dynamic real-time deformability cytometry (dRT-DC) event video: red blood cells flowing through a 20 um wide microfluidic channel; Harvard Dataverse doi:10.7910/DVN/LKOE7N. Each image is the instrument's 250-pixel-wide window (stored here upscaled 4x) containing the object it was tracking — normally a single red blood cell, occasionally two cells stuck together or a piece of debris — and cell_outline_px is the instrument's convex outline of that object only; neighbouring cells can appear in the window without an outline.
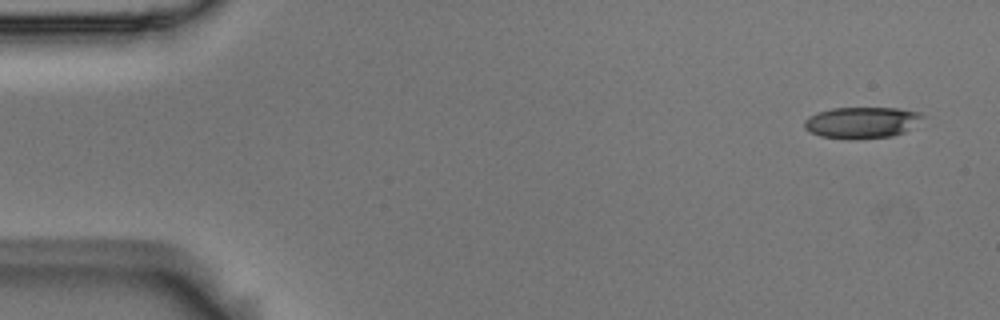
{"species": "Egyptian fruit bat (a non-hibernating species)", "species_latin": "Rousettus aegyptiacus", "temperature_condition": "room temperature", "stored_images_in_passage": 9, "camera_frame_rate_fps": 3000, "um_per_image_px": 0.085, "animal": {"sex": "male"}, "frame": {"image": 1, "passage_image": 1, "time_ms": 0.0, "image_size_px": [1000, 320], "cell_outline_px": [[924, 116], [904, 132], [892, 136], [820, 136], [804, 128], [804, 120], [808, 116], [816, 112], [832, 108], [900, 108], [920, 112]], "centroid_in_image_um": [73.23, 10.35], "position_along_channel_um": 11.8, "area_um2": 20.58}}
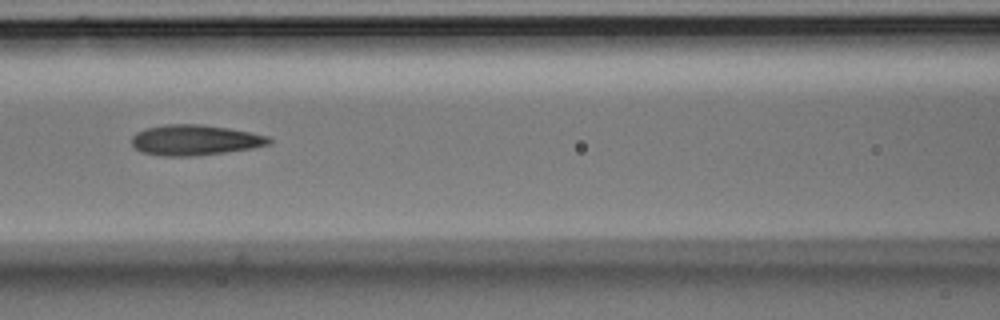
{"frame": {"image": 2, "passage_image": 7, "time_ms": 2.0, "image_size_px": [1000, 320], "cell_outline_px": [[272, 144], [252, 148], [224, 152], [192, 156], [160, 156], [140, 152], [132, 144], [132, 136], [136, 132], [144, 128], [164, 124], [200, 124], [228, 128], [252, 132], [268, 136], [272, 140]], "centroid_in_image_um": [16.55, 11.9], "position_along_channel_um": 150.0, "area_um2": 24.57}}
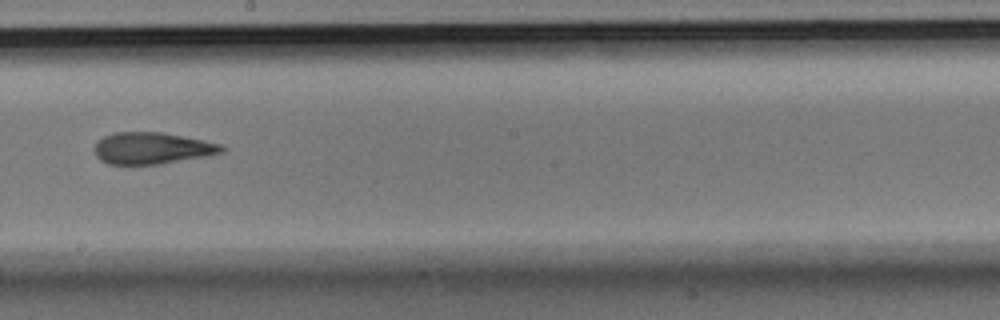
{"frame": {"image": 3, "passage_image": 9, "time_ms": 2.667, "image_size_px": [1000, 320], "cell_outline_px": [[228, 148], [224, 152], [208, 156], [160, 164], [108, 164], [100, 160], [96, 156], [96, 140], [112, 132], [160, 132], [204, 140], [220, 144]], "centroid_in_image_um": [12.95, 12.6], "position_along_channel_um": 235.3, "area_um2": 23.58}}